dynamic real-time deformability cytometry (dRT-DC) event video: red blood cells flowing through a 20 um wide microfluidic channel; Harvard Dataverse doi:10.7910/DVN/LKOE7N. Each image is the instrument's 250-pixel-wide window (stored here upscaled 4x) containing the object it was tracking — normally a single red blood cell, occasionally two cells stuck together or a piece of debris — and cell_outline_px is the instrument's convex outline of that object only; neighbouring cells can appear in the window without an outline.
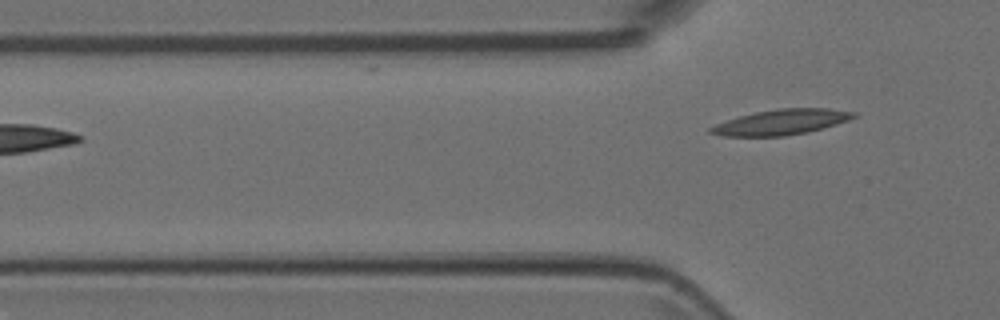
{"species": "Egyptian fruit bat (a non-hibernating species)", "species_latin": "Rousettus aegyptiacus", "temperature_condition": "room temperature", "stored_images_in_passage": 4, "camera_frame_rate_fps": 3000, "um_per_image_px": 0.085, "animal": {"sex": "female"}, "frame": {"image": 1, "passage_image": 4, "time_ms": 1.0, "image_size_px": [1000, 320], "cell_outline_px": [[856, 116], [848, 120], [836, 124], [808, 132], [784, 136], [724, 136], [708, 132], [708, 128], [716, 124], [740, 116], [756, 112], [780, 108], [828, 108], [856, 112]], "centroid_in_image_um": [66.42, 10.38], "position_along_channel_um": 59.4, "area_um2": 20.92}}